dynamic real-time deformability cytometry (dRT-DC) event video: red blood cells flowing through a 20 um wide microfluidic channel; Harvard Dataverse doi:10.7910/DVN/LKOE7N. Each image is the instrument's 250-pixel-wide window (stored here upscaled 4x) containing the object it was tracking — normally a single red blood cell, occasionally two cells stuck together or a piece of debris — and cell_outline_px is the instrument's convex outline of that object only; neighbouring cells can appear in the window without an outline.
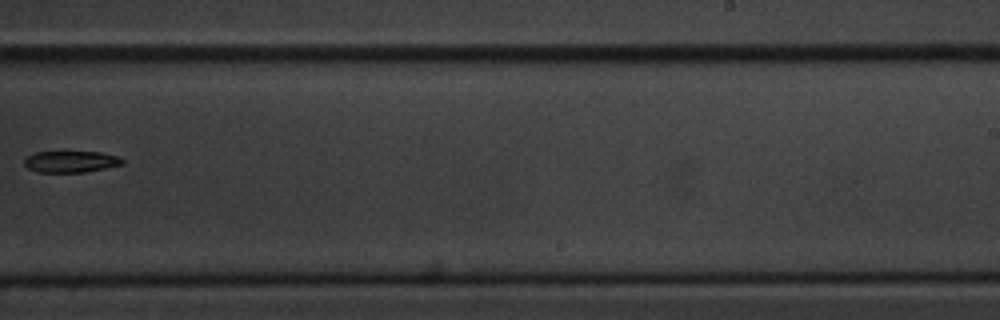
{"species": "common noctule bat (a hibernating species)", "species_latin": "Nyctalus noctula", "temperature_condition": "cold", "stored_images_in_passage": 11, "camera_frame_rate_fps": 3000, "um_per_image_px": 0.085, "animal": {"sex": "male", "body_mass_g": 20.1, "forearm_length_mm": 53.5}, "frame": {"image": 1, "passage_image": 10, "time_ms": 11.333, "image_size_px": [1000, 320], "cell_outline_px": [[124, 164], [84, 172], [36, 172], [28, 168], [24, 164], [24, 160], [28, 156], [36, 152], [100, 152], [116, 156], [124, 160]], "centroid_in_image_um": [6.01, 13.74], "position_along_channel_um": 283.0, "area_um2": 12.14}}
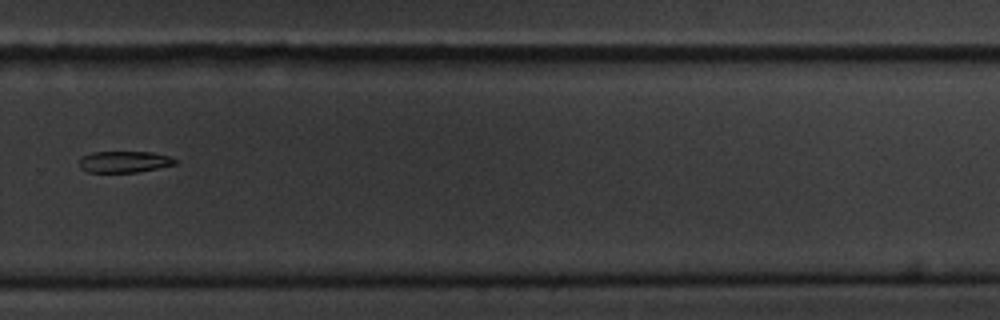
{"frame": {"image": 2, "passage_image": 11, "time_ms": 12.333, "image_size_px": [1000, 320], "cell_outline_px": [[176, 164], [136, 172], [88, 172], [80, 168], [80, 160], [84, 156], [92, 152], [152, 152], [168, 156], [176, 160]], "centroid_in_image_um": [10.55, 13.75], "position_along_channel_um": 319.2, "area_um2": 11.73}}